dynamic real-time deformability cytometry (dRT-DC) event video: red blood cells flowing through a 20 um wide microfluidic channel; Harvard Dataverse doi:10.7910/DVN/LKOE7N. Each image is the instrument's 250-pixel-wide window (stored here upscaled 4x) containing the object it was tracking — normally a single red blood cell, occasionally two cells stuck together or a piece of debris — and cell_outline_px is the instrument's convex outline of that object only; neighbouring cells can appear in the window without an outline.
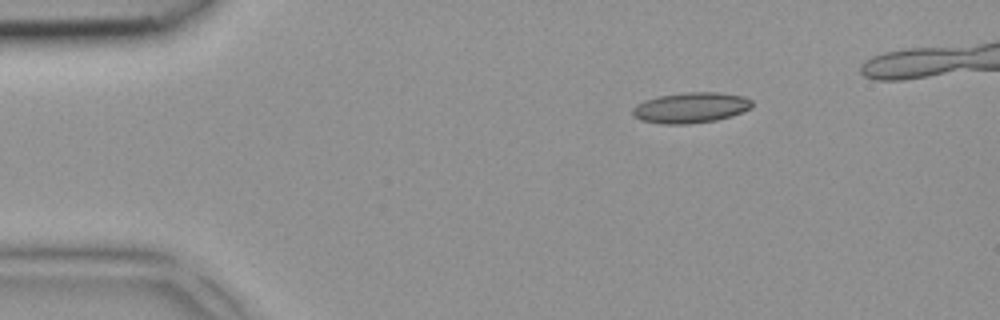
{"species": "common noctule bat (a hibernating species)", "species_latin": "Nyctalus noctula", "temperature_condition": "room temperature", "stored_images_in_passage": 3, "camera_frame_rate_fps": 3000, "um_per_image_px": 0.085, "animal": {"sex": "female", "body_mass_g": 18.4}, "frame": {"image": 1, "passage_image": 1, "time_ms": 0.0, "image_size_px": [1000, 320], "cell_outline_px": [[752, 108], [732, 116], [716, 120], [688, 124], [664, 124], [640, 120], [632, 116], [632, 108], [636, 104], [644, 100], [656, 96], [684, 92], [716, 92], [744, 96], [752, 100]], "centroid_in_image_um": [58.69, 9.15], "position_along_channel_um": 26.3, "area_um2": 21.56}}